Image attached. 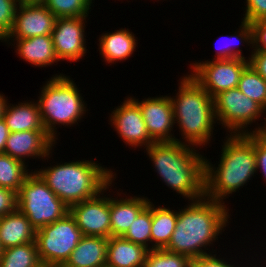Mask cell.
<instances>
[{
  "mask_svg": "<svg viewBox=\"0 0 266 267\" xmlns=\"http://www.w3.org/2000/svg\"><path fill=\"white\" fill-rule=\"evenodd\" d=\"M187 204L178 209L176 227L165 249L192 259L216 253V250L212 248L210 251L209 248L219 239L218 236L231 220L229 207L205 196L188 201Z\"/></svg>",
  "mask_w": 266,
  "mask_h": 267,
  "instance_id": "cell-1",
  "label": "cell"
},
{
  "mask_svg": "<svg viewBox=\"0 0 266 267\" xmlns=\"http://www.w3.org/2000/svg\"><path fill=\"white\" fill-rule=\"evenodd\" d=\"M226 134L218 166L204 159L205 197L221 203L257 175L255 133Z\"/></svg>",
  "mask_w": 266,
  "mask_h": 267,
  "instance_id": "cell-2",
  "label": "cell"
},
{
  "mask_svg": "<svg viewBox=\"0 0 266 267\" xmlns=\"http://www.w3.org/2000/svg\"><path fill=\"white\" fill-rule=\"evenodd\" d=\"M196 149L176 141L155 142L145 149L160 179L188 201L205 196V156Z\"/></svg>",
  "mask_w": 266,
  "mask_h": 267,
  "instance_id": "cell-3",
  "label": "cell"
},
{
  "mask_svg": "<svg viewBox=\"0 0 266 267\" xmlns=\"http://www.w3.org/2000/svg\"><path fill=\"white\" fill-rule=\"evenodd\" d=\"M93 160H77L43 166L34 171L47 186L67 205L82 202L102 192L116 173Z\"/></svg>",
  "mask_w": 266,
  "mask_h": 267,
  "instance_id": "cell-4",
  "label": "cell"
},
{
  "mask_svg": "<svg viewBox=\"0 0 266 267\" xmlns=\"http://www.w3.org/2000/svg\"><path fill=\"white\" fill-rule=\"evenodd\" d=\"M179 81L176 95H170L175 126L177 124L183 139L176 138V142L200 147L201 150V146L203 148L211 143L217 122L214 101L189 73L180 77Z\"/></svg>",
  "mask_w": 266,
  "mask_h": 267,
  "instance_id": "cell-5",
  "label": "cell"
},
{
  "mask_svg": "<svg viewBox=\"0 0 266 267\" xmlns=\"http://www.w3.org/2000/svg\"><path fill=\"white\" fill-rule=\"evenodd\" d=\"M54 75L40 88L36 101L44 129L57 143V128L62 125L68 128L78 125L88 109L75 81L63 73Z\"/></svg>",
  "mask_w": 266,
  "mask_h": 267,
  "instance_id": "cell-6",
  "label": "cell"
},
{
  "mask_svg": "<svg viewBox=\"0 0 266 267\" xmlns=\"http://www.w3.org/2000/svg\"><path fill=\"white\" fill-rule=\"evenodd\" d=\"M213 101L217 124L219 123L218 125L225 128L229 135L264 133L266 110L256 101L244 95L237 87L221 92L213 98ZM261 117L265 121L255 127V130L248 128L253 122L259 121Z\"/></svg>",
  "mask_w": 266,
  "mask_h": 267,
  "instance_id": "cell-7",
  "label": "cell"
},
{
  "mask_svg": "<svg viewBox=\"0 0 266 267\" xmlns=\"http://www.w3.org/2000/svg\"><path fill=\"white\" fill-rule=\"evenodd\" d=\"M17 208L38 230L63 218L69 213L67 206L33 171L17 193Z\"/></svg>",
  "mask_w": 266,
  "mask_h": 267,
  "instance_id": "cell-8",
  "label": "cell"
},
{
  "mask_svg": "<svg viewBox=\"0 0 266 267\" xmlns=\"http://www.w3.org/2000/svg\"><path fill=\"white\" fill-rule=\"evenodd\" d=\"M82 237V231L70 213L36 230V244L41 263L65 264Z\"/></svg>",
  "mask_w": 266,
  "mask_h": 267,
  "instance_id": "cell-9",
  "label": "cell"
},
{
  "mask_svg": "<svg viewBox=\"0 0 266 267\" xmlns=\"http://www.w3.org/2000/svg\"><path fill=\"white\" fill-rule=\"evenodd\" d=\"M249 65V61L223 59L190 63V76L212 97L238 86L240 76Z\"/></svg>",
  "mask_w": 266,
  "mask_h": 267,
  "instance_id": "cell-10",
  "label": "cell"
},
{
  "mask_svg": "<svg viewBox=\"0 0 266 267\" xmlns=\"http://www.w3.org/2000/svg\"><path fill=\"white\" fill-rule=\"evenodd\" d=\"M114 181L115 179L95 197L69 207V213L74 217L83 236H101L107 239L111 237L110 194L106 196L104 193L109 189V192H112L109 186L112 183L114 186Z\"/></svg>",
  "mask_w": 266,
  "mask_h": 267,
  "instance_id": "cell-11",
  "label": "cell"
},
{
  "mask_svg": "<svg viewBox=\"0 0 266 267\" xmlns=\"http://www.w3.org/2000/svg\"><path fill=\"white\" fill-rule=\"evenodd\" d=\"M110 114L109 125L123 142L131 147L148 148L155 141L150 137L138 104L129 96Z\"/></svg>",
  "mask_w": 266,
  "mask_h": 267,
  "instance_id": "cell-12",
  "label": "cell"
},
{
  "mask_svg": "<svg viewBox=\"0 0 266 267\" xmlns=\"http://www.w3.org/2000/svg\"><path fill=\"white\" fill-rule=\"evenodd\" d=\"M83 17L57 18L52 31L56 56L59 61L78 62L88 49L86 46V19Z\"/></svg>",
  "mask_w": 266,
  "mask_h": 267,
  "instance_id": "cell-13",
  "label": "cell"
},
{
  "mask_svg": "<svg viewBox=\"0 0 266 267\" xmlns=\"http://www.w3.org/2000/svg\"><path fill=\"white\" fill-rule=\"evenodd\" d=\"M139 106L147 131L155 142H174L173 128L175 125L170 95L136 99L130 96ZM172 131V132H171Z\"/></svg>",
  "mask_w": 266,
  "mask_h": 267,
  "instance_id": "cell-14",
  "label": "cell"
},
{
  "mask_svg": "<svg viewBox=\"0 0 266 267\" xmlns=\"http://www.w3.org/2000/svg\"><path fill=\"white\" fill-rule=\"evenodd\" d=\"M56 19L45 5H18L12 29L5 39L51 35Z\"/></svg>",
  "mask_w": 266,
  "mask_h": 267,
  "instance_id": "cell-15",
  "label": "cell"
},
{
  "mask_svg": "<svg viewBox=\"0 0 266 267\" xmlns=\"http://www.w3.org/2000/svg\"><path fill=\"white\" fill-rule=\"evenodd\" d=\"M56 142L46 131L10 132L6 141L4 154L11 156L23 163L27 159H43L48 162L52 158Z\"/></svg>",
  "mask_w": 266,
  "mask_h": 267,
  "instance_id": "cell-16",
  "label": "cell"
},
{
  "mask_svg": "<svg viewBox=\"0 0 266 267\" xmlns=\"http://www.w3.org/2000/svg\"><path fill=\"white\" fill-rule=\"evenodd\" d=\"M11 40V41H10ZM9 46L12 44L17 55L36 67H48L59 61L56 56L52 35H40L25 39H4ZM16 45V46H15Z\"/></svg>",
  "mask_w": 266,
  "mask_h": 267,
  "instance_id": "cell-17",
  "label": "cell"
},
{
  "mask_svg": "<svg viewBox=\"0 0 266 267\" xmlns=\"http://www.w3.org/2000/svg\"><path fill=\"white\" fill-rule=\"evenodd\" d=\"M116 194L115 198L110 196L111 236H123L137 215L148 205L150 199L144 195L126 196L118 191ZM118 196L121 198L117 199Z\"/></svg>",
  "mask_w": 266,
  "mask_h": 267,
  "instance_id": "cell-18",
  "label": "cell"
},
{
  "mask_svg": "<svg viewBox=\"0 0 266 267\" xmlns=\"http://www.w3.org/2000/svg\"><path fill=\"white\" fill-rule=\"evenodd\" d=\"M136 39L135 34L128 28L102 33L97 39L99 41V44H97L99 46V54H101L103 61L107 64L111 63L110 65L128 60L136 51L138 44Z\"/></svg>",
  "mask_w": 266,
  "mask_h": 267,
  "instance_id": "cell-19",
  "label": "cell"
},
{
  "mask_svg": "<svg viewBox=\"0 0 266 267\" xmlns=\"http://www.w3.org/2000/svg\"><path fill=\"white\" fill-rule=\"evenodd\" d=\"M34 241H36V229L18 208L0 218V245L2 249Z\"/></svg>",
  "mask_w": 266,
  "mask_h": 267,
  "instance_id": "cell-20",
  "label": "cell"
},
{
  "mask_svg": "<svg viewBox=\"0 0 266 267\" xmlns=\"http://www.w3.org/2000/svg\"><path fill=\"white\" fill-rule=\"evenodd\" d=\"M148 249L122 236L108 239L106 267H143Z\"/></svg>",
  "mask_w": 266,
  "mask_h": 267,
  "instance_id": "cell-21",
  "label": "cell"
},
{
  "mask_svg": "<svg viewBox=\"0 0 266 267\" xmlns=\"http://www.w3.org/2000/svg\"><path fill=\"white\" fill-rule=\"evenodd\" d=\"M3 119L10 132L46 131L37 101H23L17 104L7 103Z\"/></svg>",
  "mask_w": 266,
  "mask_h": 267,
  "instance_id": "cell-22",
  "label": "cell"
},
{
  "mask_svg": "<svg viewBox=\"0 0 266 267\" xmlns=\"http://www.w3.org/2000/svg\"><path fill=\"white\" fill-rule=\"evenodd\" d=\"M108 239L83 236L65 264L68 267H106Z\"/></svg>",
  "mask_w": 266,
  "mask_h": 267,
  "instance_id": "cell-23",
  "label": "cell"
},
{
  "mask_svg": "<svg viewBox=\"0 0 266 267\" xmlns=\"http://www.w3.org/2000/svg\"><path fill=\"white\" fill-rule=\"evenodd\" d=\"M157 205L152 202L151 245L152 249H165L175 230L178 210Z\"/></svg>",
  "mask_w": 266,
  "mask_h": 267,
  "instance_id": "cell-24",
  "label": "cell"
},
{
  "mask_svg": "<svg viewBox=\"0 0 266 267\" xmlns=\"http://www.w3.org/2000/svg\"><path fill=\"white\" fill-rule=\"evenodd\" d=\"M36 241L2 250L0 267H41Z\"/></svg>",
  "mask_w": 266,
  "mask_h": 267,
  "instance_id": "cell-25",
  "label": "cell"
},
{
  "mask_svg": "<svg viewBox=\"0 0 266 267\" xmlns=\"http://www.w3.org/2000/svg\"><path fill=\"white\" fill-rule=\"evenodd\" d=\"M27 168L26 163L0 153V187L18 193L23 182L33 171H29Z\"/></svg>",
  "mask_w": 266,
  "mask_h": 267,
  "instance_id": "cell-26",
  "label": "cell"
},
{
  "mask_svg": "<svg viewBox=\"0 0 266 267\" xmlns=\"http://www.w3.org/2000/svg\"><path fill=\"white\" fill-rule=\"evenodd\" d=\"M227 39H225V41L227 40L229 42H226L224 47H223L224 44L222 45V48L220 46L217 47V50H216L217 52L215 53L214 55L215 58H213V60L240 58V59L249 61V58L244 57V55L242 54L243 50L241 47H238V45L242 46L243 44H246L250 46L249 49L253 48L251 47L253 46V29H252L251 23L242 20L237 33L235 31V33L229 36V38L227 37ZM230 41H233V42H230ZM234 44H236L237 47L235 48H233L234 46L231 47ZM218 45L220 44L218 43Z\"/></svg>",
  "mask_w": 266,
  "mask_h": 267,
  "instance_id": "cell-27",
  "label": "cell"
},
{
  "mask_svg": "<svg viewBox=\"0 0 266 267\" xmlns=\"http://www.w3.org/2000/svg\"><path fill=\"white\" fill-rule=\"evenodd\" d=\"M151 224L152 201L150 199L148 205L137 215L122 237L151 250Z\"/></svg>",
  "mask_w": 266,
  "mask_h": 267,
  "instance_id": "cell-28",
  "label": "cell"
},
{
  "mask_svg": "<svg viewBox=\"0 0 266 267\" xmlns=\"http://www.w3.org/2000/svg\"><path fill=\"white\" fill-rule=\"evenodd\" d=\"M237 88L266 110V81L250 65L242 72Z\"/></svg>",
  "mask_w": 266,
  "mask_h": 267,
  "instance_id": "cell-29",
  "label": "cell"
},
{
  "mask_svg": "<svg viewBox=\"0 0 266 267\" xmlns=\"http://www.w3.org/2000/svg\"><path fill=\"white\" fill-rule=\"evenodd\" d=\"M94 0H46L44 5L57 17L89 16Z\"/></svg>",
  "mask_w": 266,
  "mask_h": 267,
  "instance_id": "cell-30",
  "label": "cell"
},
{
  "mask_svg": "<svg viewBox=\"0 0 266 267\" xmlns=\"http://www.w3.org/2000/svg\"><path fill=\"white\" fill-rule=\"evenodd\" d=\"M193 259L166 249L148 250L143 267H192Z\"/></svg>",
  "mask_w": 266,
  "mask_h": 267,
  "instance_id": "cell-31",
  "label": "cell"
},
{
  "mask_svg": "<svg viewBox=\"0 0 266 267\" xmlns=\"http://www.w3.org/2000/svg\"><path fill=\"white\" fill-rule=\"evenodd\" d=\"M18 3L16 0H0V41L2 42L12 29Z\"/></svg>",
  "mask_w": 266,
  "mask_h": 267,
  "instance_id": "cell-32",
  "label": "cell"
},
{
  "mask_svg": "<svg viewBox=\"0 0 266 267\" xmlns=\"http://www.w3.org/2000/svg\"><path fill=\"white\" fill-rule=\"evenodd\" d=\"M243 21L254 23L266 20V0H245Z\"/></svg>",
  "mask_w": 266,
  "mask_h": 267,
  "instance_id": "cell-33",
  "label": "cell"
},
{
  "mask_svg": "<svg viewBox=\"0 0 266 267\" xmlns=\"http://www.w3.org/2000/svg\"><path fill=\"white\" fill-rule=\"evenodd\" d=\"M255 156H256V171L260 172L266 183V134L255 133Z\"/></svg>",
  "mask_w": 266,
  "mask_h": 267,
  "instance_id": "cell-34",
  "label": "cell"
},
{
  "mask_svg": "<svg viewBox=\"0 0 266 267\" xmlns=\"http://www.w3.org/2000/svg\"><path fill=\"white\" fill-rule=\"evenodd\" d=\"M226 258H220V255L216 254H207L197 258H194L192 261V267H239L240 265L230 264L227 262ZM244 267V266H242Z\"/></svg>",
  "mask_w": 266,
  "mask_h": 267,
  "instance_id": "cell-35",
  "label": "cell"
},
{
  "mask_svg": "<svg viewBox=\"0 0 266 267\" xmlns=\"http://www.w3.org/2000/svg\"><path fill=\"white\" fill-rule=\"evenodd\" d=\"M17 208V193L11 189L0 187V218Z\"/></svg>",
  "mask_w": 266,
  "mask_h": 267,
  "instance_id": "cell-36",
  "label": "cell"
},
{
  "mask_svg": "<svg viewBox=\"0 0 266 267\" xmlns=\"http://www.w3.org/2000/svg\"><path fill=\"white\" fill-rule=\"evenodd\" d=\"M253 29V50L266 51V20L251 23Z\"/></svg>",
  "mask_w": 266,
  "mask_h": 267,
  "instance_id": "cell-37",
  "label": "cell"
},
{
  "mask_svg": "<svg viewBox=\"0 0 266 267\" xmlns=\"http://www.w3.org/2000/svg\"><path fill=\"white\" fill-rule=\"evenodd\" d=\"M249 65L266 81V51L252 50Z\"/></svg>",
  "mask_w": 266,
  "mask_h": 267,
  "instance_id": "cell-38",
  "label": "cell"
},
{
  "mask_svg": "<svg viewBox=\"0 0 266 267\" xmlns=\"http://www.w3.org/2000/svg\"><path fill=\"white\" fill-rule=\"evenodd\" d=\"M10 131L3 118L0 119V153H4L6 141L9 137Z\"/></svg>",
  "mask_w": 266,
  "mask_h": 267,
  "instance_id": "cell-39",
  "label": "cell"
},
{
  "mask_svg": "<svg viewBox=\"0 0 266 267\" xmlns=\"http://www.w3.org/2000/svg\"><path fill=\"white\" fill-rule=\"evenodd\" d=\"M5 97H6L5 95L0 93V119L3 118L7 103L10 102L7 99L8 97H6V98Z\"/></svg>",
  "mask_w": 266,
  "mask_h": 267,
  "instance_id": "cell-40",
  "label": "cell"
},
{
  "mask_svg": "<svg viewBox=\"0 0 266 267\" xmlns=\"http://www.w3.org/2000/svg\"><path fill=\"white\" fill-rule=\"evenodd\" d=\"M18 5H44L46 0H16Z\"/></svg>",
  "mask_w": 266,
  "mask_h": 267,
  "instance_id": "cell-41",
  "label": "cell"
},
{
  "mask_svg": "<svg viewBox=\"0 0 266 267\" xmlns=\"http://www.w3.org/2000/svg\"><path fill=\"white\" fill-rule=\"evenodd\" d=\"M41 267H68L66 264L57 263V264H42Z\"/></svg>",
  "mask_w": 266,
  "mask_h": 267,
  "instance_id": "cell-42",
  "label": "cell"
},
{
  "mask_svg": "<svg viewBox=\"0 0 266 267\" xmlns=\"http://www.w3.org/2000/svg\"><path fill=\"white\" fill-rule=\"evenodd\" d=\"M2 250H3V249H2V247H1V245H0V256H1Z\"/></svg>",
  "mask_w": 266,
  "mask_h": 267,
  "instance_id": "cell-43",
  "label": "cell"
}]
</instances>
